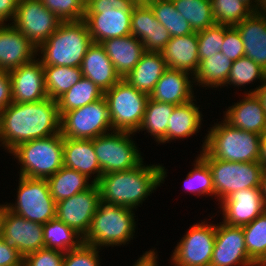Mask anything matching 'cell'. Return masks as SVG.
<instances>
[{"instance_id":"obj_15","label":"cell","mask_w":266,"mask_h":266,"mask_svg":"<svg viewBox=\"0 0 266 266\" xmlns=\"http://www.w3.org/2000/svg\"><path fill=\"white\" fill-rule=\"evenodd\" d=\"M100 201V189L93 184L89 189L56 203V218L84 238Z\"/></svg>"},{"instance_id":"obj_59","label":"cell","mask_w":266,"mask_h":266,"mask_svg":"<svg viewBox=\"0 0 266 266\" xmlns=\"http://www.w3.org/2000/svg\"><path fill=\"white\" fill-rule=\"evenodd\" d=\"M138 3H147L150 0H136Z\"/></svg>"},{"instance_id":"obj_11","label":"cell","mask_w":266,"mask_h":266,"mask_svg":"<svg viewBox=\"0 0 266 266\" xmlns=\"http://www.w3.org/2000/svg\"><path fill=\"white\" fill-rule=\"evenodd\" d=\"M16 196L14 204L7 203L11 212L43 225L56 217V202L47 179L19 176Z\"/></svg>"},{"instance_id":"obj_26","label":"cell","mask_w":266,"mask_h":266,"mask_svg":"<svg viewBox=\"0 0 266 266\" xmlns=\"http://www.w3.org/2000/svg\"><path fill=\"white\" fill-rule=\"evenodd\" d=\"M100 44L104 47L106 54L121 78H125L130 73L146 52L141 40L133 35L109 38Z\"/></svg>"},{"instance_id":"obj_28","label":"cell","mask_w":266,"mask_h":266,"mask_svg":"<svg viewBox=\"0 0 266 266\" xmlns=\"http://www.w3.org/2000/svg\"><path fill=\"white\" fill-rule=\"evenodd\" d=\"M196 101V98H194L187 103L175 106L168 120L166 143H170L175 139L184 140L199 132L204 116Z\"/></svg>"},{"instance_id":"obj_30","label":"cell","mask_w":266,"mask_h":266,"mask_svg":"<svg viewBox=\"0 0 266 266\" xmlns=\"http://www.w3.org/2000/svg\"><path fill=\"white\" fill-rule=\"evenodd\" d=\"M47 181L50 194L56 203L83 192L94 184L82 173L65 166L48 177Z\"/></svg>"},{"instance_id":"obj_40","label":"cell","mask_w":266,"mask_h":266,"mask_svg":"<svg viewBox=\"0 0 266 266\" xmlns=\"http://www.w3.org/2000/svg\"><path fill=\"white\" fill-rule=\"evenodd\" d=\"M197 156L194 163H192L193 169L187 173L184 179V190L197 195L196 197L201 196L202 198V196H205L207 198L210 196L212 198V196L214 197V186L210 168L199 155Z\"/></svg>"},{"instance_id":"obj_21","label":"cell","mask_w":266,"mask_h":266,"mask_svg":"<svg viewBox=\"0 0 266 266\" xmlns=\"http://www.w3.org/2000/svg\"><path fill=\"white\" fill-rule=\"evenodd\" d=\"M243 99L224 111V120L233 127L263 135L266 132V112L255 93H244Z\"/></svg>"},{"instance_id":"obj_36","label":"cell","mask_w":266,"mask_h":266,"mask_svg":"<svg viewBox=\"0 0 266 266\" xmlns=\"http://www.w3.org/2000/svg\"><path fill=\"white\" fill-rule=\"evenodd\" d=\"M147 4L153 10L159 23L169 31L171 37L194 32L190 23L176 10L172 0H150Z\"/></svg>"},{"instance_id":"obj_43","label":"cell","mask_w":266,"mask_h":266,"mask_svg":"<svg viewBox=\"0 0 266 266\" xmlns=\"http://www.w3.org/2000/svg\"><path fill=\"white\" fill-rule=\"evenodd\" d=\"M225 36V25L215 24L197 32L200 62L220 52Z\"/></svg>"},{"instance_id":"obj_13","label":"cell","mask_w":266,"mask_h":266,"mask_svg":"<svg viewBox=\"0 0 266 266\" xmlns=\"http://www.w3.org/2000/svg\"><path fill=\"white\" fill-rule=\"evenodd\" d=\"M194 223L177 242L171 255L173 266H210L215 245L216 224Z\"/></svg>"},{"instance_id":"obj_20","label":"cell","mask_w":266,"mask_h":266,"mask_svg":"<svg viewBox=\"0 0 266 266\" xmlns=\"http://www.w3.org/2000/svg\"><path fill=\"white\" fill-rule=\"evenodd\" d=\"M37 48L12 24H0V69L11 71L33 61Z\"/></svg>"},{"instance_id":"obj_35","label":"cell","mask_w":266,"mask_h":266,"mask_svg":"<svg viewBox=\"0 0 266 266\" xmlns=\"http://www.w3.org/2000/svg\"><path fill=\"white\" fill-rule=\"evenodd\" d=\"M47 96L57 100L81 80V67L43 66Z\"/></svg>"},{"instance_id":"obj_48","label":"cell","mask_w":266,"mask_h":266,"mask_svg":"<svg viewBox=\"0 0 266 266\" xmlns=\"http://www.w3.org/2000/svg\"><path fill=\"white\" fill-rule=\"evenodd\" d=\"M170 39L169 31L155 18L152 38H146L142 43L147 52H161Z\"/></svg>"},{"instance_id":"obj_7","label":"cell","mask_w":266,"mask_h":266,"mask_svg":"<svg viewBox=\"0 0 266 266\" xmlns=\"http://www.w3.org/2000/svg\"><path fill=\"white\" fill-rule=\"evenodd\" d=\"M61 133L19 144L10 154L20 165L19 176L47 179L63 167Z\"/></svg>"},{"instance_id":"obj_34","label":"cell","mask_w":266,"mask_h":266,"mask_svg":"<svg viewBox=\"0 0 266 266\" xmlns=\"http://www.w3.org/2000/svg\"><path fill=\"white\" fill-rule=\"evenodd\" d=\"M104 97V92L90 79L82 77L57 99L60 116Z\"/></svg>"},{"instance_id":"obj_24","label":"cell","mask_w":266,"mask_h":266,"mask_svg":"<svg viewBox=\"0 0 266 266\" xmlns=\"http://www.w3.org/2000/svg\"><path fill=\"white\" fill-rule=\"evenodd\" d=\"M81 72L103 92L111 89L121 79L104 47L95 42L87 49L82 61Z\"/></svg>"},{"instance_id":"obj_27","label":"cell","mask_w":266,"mask_h":266,"mask_svg":"<svg viewBox=\"0 0 266 266\" xmlns=\"http://www.w3.org/2000/svg\"><path fill=\"white\" fill-rule=\"evenodd\" d=\"M235 27L241 35L245 56L266 71V17L253 12Z\"/></svg>"},{"instance_id":"obj_6","label":"cell","mask_w":266,"mask_h":266,"mask_svg":"<svg viewBox=\"0 0 266 266\" xmlns=\"http://www.w3.org/2000/svg\"><path fill=\"white\" fill-rule=\"evenodd\" d=\"M136 0H86L84 21L92 41L131 35V15Z\"/></svg>"},{"instance_id":"obj_25","label":"cell","mask_w":266,"mask_h":266,"mask_svg":"<svg viewBox=\"0 0 266 266\" xmlns=\"http://www.w3.org/2000/svg\"><path fill=\"white\" fill-rule=\"evenodd\" d=\"M161 53L169 69L183 70L194 76L200 64L197 32L171 37Z\"/></svg>"},{"instance_id":"obj_52","label":"cell","mask_w":266,"mask_h":266,"mask_svg":"<svg viewBox=\"0 0 266 266\" xmlns=\"http://www.w3.org/2000/svg\"><path fill=\"white\" fill-rule=\"evenodd\" d=\"M155 250L156 248L145 251V253L134 262L133 266H159L158 252Z\"/></svg>"},{"instance_id":"obj_14","label":"cell","mask_w":266,"mask_h":266,"mask_svg":"<svg viewBox=\"0 0 266 266\" xmlns=\"http://www.w3.org/2000/svg\"><path fill=\"white\" fill-rule=\"evenodd\" d=\"M62 21L40 0H19L12 25L38 48Z\"/></svg>"},{"instance_id":"obj_39","label":"cell","mask_w":266,"mask_h":266,"mask_svg":"<svg viewBox=\"0 0 266 266\" xmlns=\"http://www.w3.org/2000/svg\"><path fill=\"white\" fill-rule=\"evenodd\" d=\"M266 80V71L250 58L243 56L232 63L226 84L233 88H244L245 85L259 81L260 85ZM254 82V83H253Z\"/></svg>"},{"instance_id":"obj_10","label":"cell","mask_w":266,"mask_h":266,"mask_svg":"<svg viewBox=\"0 0 266 266\" xmlns=\"http://www.w3.org/2000/svg\"><path fill=\"white\" fill-rule=\"evenodd\" d=\"M135 133L111 131L92 139L102 175L137 167L144 159L134 139Z\"/></svg>"},{"instance_id":"obj_54","label":"cell","mask_w":266,"mask_h":266,"mask_svg":"<svg viewBox=\"0 0 266 266\" xmlns=\"http://www.w3.org/2000/svg\"><path fill=\"white\" fill-rule=\"evenodd\" d=\"M259 162L266 168V132L261 135Z\"/></svg>"},{"instance_id":"obj_44","label":"cell","mask_w":266,"mask_h":266,"mask_svg":"<svg viewBox=\"0 0 266 266\" xmlns=\"http://www.w3.org/2000/svg\"><path fill=\"white\" fill-rule=\"evenodd\" d=\"M62 22L84 20L86 0H40Z\"/></svg>"},{"instance_id":"obj_18","label":"cell","mask_w":266,"mask_h":266,"mask_svg":"<svg viewBox=\"0 0 266 266\" xmlns=\"http://www.w3.org/2000/svg\"><path fill=\"white\" fill-rule=\"evenodd\" d=\"M1 237L9 247L17 249L23 257L44 248L43 224L27 220L8 208L3 219Z\"/></svg>"},{"instance_id":"obj_41","label":"cell","mask_w":266,"mask_h":266,"mask_svg":"<svg viewBox=\"0 0 266 266\" xmlns=\"http://www.w3.org/2000/svg\"><path fill=\"white\" fill-rule=\"evenodd\" d=\"M216 24L236 26L253 11L240 0H210Z\"/></svg>"},{"instance_id":"obj_2","label":"cell","mask_w":266,"mask_h":266,"mask_svg":"<svg viewBox=\"0 0 266 266\" xmlns=\"http://www.w3.org/2000/svg\"><path fill=\"white\" fill-rule=\"evenodd\" d=\"M143 162L129 170L102 175L97 183L101 201L134 210L142 205L167 177L162 164L148 166Z\"/></svg>"},{"instance_id":"obj_46","label":"cell","mask_w":266,"mask_h":266,"mask_svg":"<svg viewBox=\"0 0 266 266\" xmlns=\"http://www.w3.org/2000/svg\"><path fill=\"white\" fill-rule=\"evenodd\" d=\"M64 252L50 248H41L27 254L23 266H63Z\"/></svg>"},{"instance_id":"obj_58","label":"cell","mask_w":266,"mask_h":266,"mask_svg":"<svg viewBox=\"0 0 266 266\" xmlns=\"http://www.w3.org/2000/svg\"><path fill=\"white\" fill-rule=\"evenodd\" d=\"M257 13L266 17V0H259Z\"/></svg>"},{"instance_id":"obj_37","label":"cell","mask_w":266,"mask_h":266,"mask_svg":"<svg viewBox=\"0 0 266 266\" xmlns=\"http://www.w3.org/2000/svg\"><path fill=\"white\" fill-rule=\"evenodd\" d=\"M176 10L188 21L194 32L216 24L210 0H172Z\"/></svg>"},{"instance_id":"obj_8","label":"cell","mask_w":266,"mask_h":266,"mask_svg":"<svg viewBox=\"0 0 266 266\" xmlns=\"http://www.w3.org/2000/svg\"><path fill=\"white\" fill-rule=\"evenodd\" d=\"M113 131L137 133L149 96L137 90L124 78L104 92Z\"/></svg>"},{"instance_id":"obj_12","label":"cell","mask_w":266,"mask_h":266,"mask_svg":"<svg viewBox=\"0 0 266 266\" xmlns=\"http://www.w3.org/2000/svg\"><path fill=\"white\" fill-rule=\"evenodd\" d=\"M113 131L105 97L61 115L60 133L64 138L94 139Z\"/></svg>"},{"instance_id":"obj_33","label":"cell","mask_w":266,"mask_h":266,"mask_svg":"<svg viewBox=\"0 0 266 266\" xmlns=\"http://www.w3.org/2000/svg\"><path fill=\"white\" fill-rule=\"evenodd\" d=\"M43 240L44 248L64 253L77 249L84 243L80 234L56 217L43 225Z\"/></svg>"},{"instance_id":"obj_29","label":"cell","mask_w":266,"mask_h":266,"mask_svg":"<svg viewBox=\"0 0 266 266\" xmlns=\"http://www.w3.org/2000/svg\"><path fill=\"white\" fill-rule=\"evenodd\" d=\"M168 69L161 52H145L138 64L124 78L140 92L148 96L155 84Z\"/></svg>"},{"instance_id":"obj_42","label":"cell","mask_w":266,"mask_h":266,"mask_svg":"<svg viewBox=\"0 0 266 266\" xmlns=\"http://www.w3.org/2000/svg\"><path fill=\"white\" fill-rule=\"evenodd\" d=\"M155 15L147 3H136L131 15V35L137 39L145 40L152 38Z\"/></svg>"},{"instance_id":"obj_22","label":"cell","mask_w":266,"mask_h":266,"mask_svg":"<svg viewBox=\"0 0 266 266\" xmlns=\"http://www.w3.org/2000/svg\"><path fill=\"white\" fill-rule=\"evenodd\" d=\"M193 83L191 73L168 68L155 84L149 98L174 105L187 103L196 97Z\"/></svg>"},{"instance_id":"obj_53","label":"cell","mask_w":266,"mask_h":266,"mask_svg":"<svg viewBox=\"0 0 266 266\" xmlns=\"http://www.w3.org/2000/svg\"><path fill=\"white\" fill-rule=\"evenodd\" d=\"M245 93H255L257 95V97L260 99L262 106L265 109L266 112V80L259 85L258 87L256 86V88L254 89H250L249 91H244Z\"/></svg>"},{"instance_id":"obj_56","label":"cell","mask_w":266,"mask_h":266,"mask_svg":"<svg viewBox=\"0 0 266 266\" xmlns=\"http://www.w3.org/2000/svg\"><path fill=\"white\" fill-rule=\"evenodd\" d=\"M246 4L253 12H257L259 7V0H240Z\"/></svg>"},{"instance_id":"obj_16","label":"cell","mask_w":266,"mask_h":266,"mask_svg":"<svg viewBox=\"0 0 266 266\" xmlns=\"http://www.w3.org/2000/svg\"><path fill=\"white\" fill-rule=\"evenodd\" d=\"M240 265L256 266L248 256L242 227L217 223L210 266Z\"/></svg>"},{"instance_id":"obj_1","label":"cell","mask_w":266,"mask_h":266,"mask_svg":"<svg viewBox=\"0 0 266 266\" xmlns=\"http://www.w3.org/2000/svg\"><path fill=\"white\" fill-rule=\"evenodd\" d=\"M57 100L9 104L0 112V147L10 153L19 144L60 133Z\"/></svg>"},{"instance_id":"obj_32","label":"cell","mask_w":266,"mask_h":266,"mask_svg":"<svg viewBox=\"0 0 266 266\" xmlns=\"http://www.w3.org/2000/svg\"><path fill=\"white\" fill-rule=\"evenodd\" d=\"M176 105L148 99L146 109L138 133L145 131L158 144L166 143L168 120Z\"/></svg>"},{"instance_id":"obj_31","label":"cell","mask_w":266,"mask_h":266,"mask_svg":"<svg viewBox=\"0 0 266 266\" xmlns=\"http://www.w3.org/2000/svg\"><path fill=\"white\" fill-rule=\"evenodd\" d=\"M232 61L221 52L203 59L194 74V85L202 88H222L225 86L232 67ZM196 83V84H195Z\"/></svg>"},{"instance_id":"obj_9","label":"cell","mask_w":266,"mask_h":266,"mask_svg":"<svg viewBox=\"0 0 266 266\" xmlns=\"http://www.w3.org/2000/svg\"><path fill=\"white\" fill-rule=\"evenodd\" d=\"M210 168L214 197L220 203L229 194L253 187H260L265 167L260 162H229L213 157H201Z\"/></svg>"},{"instance_id":"obj_4","label":"cell","mask_w":266,"mask_h":266,"mask_svg":"<svg viewBox=\"0 0 266 266\" xmlns=\"http://www.w3.org/2000/svg\"><path fill=\"white\" fill-rule=\"evenodd\" d=\"M92 43L84 20L61 22L56 31L37 48V56L43 66L81 67Z\"/></svg>"},{"instance_id":"obj_47","label":"cell","mask_w":266,"mask_h":266,"mask_svg":"<svg viewBox=\"0 0 266 266\" xmlns=\"http://www.w3.org/2000/svg\"><path fill=\"white\" fill-rule=\"evenodd\" d=\"M220 52L232 62L245 56L242 38L235 26H225V36Z\"/></svg>"},{"instance_id":"obj_49","label":"cell","mask_w":266,"mask_h":266,"mask_svg":"<svg viewBox=\"0 0 266 266\" xmlns=\"http://www.w3.org/2000/svg\"><path fill=\"white\" fill-rule=\"evenodd\" d=\"M24 257L0 237V266H23Z\"/></svg>"},{"instance_id":"obj_5","label":"cell","mask_w":266,"mask_h":266,"mask_svg":"<svg viewBox=\"0 0 266 266\" xmlns=\"http://www.w3.org/2000/svg\"><path fill=\"white\" fill-rule=\"evenodd\" d=\"M135 217L134 209L100 201L84 244L99 249L129 244L135 236Z\"/></svg>"},{"instance_id":"obj_38","label":"cell","mask_w":266,"mask_h":266,"mask_svg":"<svg viewBox=\"0 0 266 266\" xmlns=\"http://www.w3.org/2000/svg\"><path fill=\"white\" fill-rule=\"evenodd\" d=\"M242 229L249 258L255 264H266V211Z\"/></svg>"},{"instance_id":"obj_23","label":"cell","mask_w":266,"mask_h":266,"mask_svg":"<svg viewBox=\"0 0 266 266\" xmlns=\"http://www.w3.org/2000/svg\"><path fill=\"white\" fill-rule=\"evenodd\" d=\"M63 166L82 173L94 184H97L102 176L92 139L64 138Z\"/></svg>"},{"instance_id":"obj_51","label":"cell","mask_w":266,"mask_h":266,"mask_svg":"<svg viewBox=\"0 0 266 266\" xmlns=\"http://www.w3.org/2000/svg\"><path fill=\"white\" fill-rule=\"evenodd\" d=\"M18 1L19 0H0V24L12 23L16 14ZM8 21L11 22L8 23Z\"/></svg>"},{"instance_id":"obj_19","label":"cell","mask_w":266,"mask_h":266,"mask_svg":"<svg viewBox=\"0 0 266 266\" xmlns=\"http://www.w3.org/2000/svg\"><path fill=\"white\" fill-rule=\"evenodd\" d=\"M12 83V102H38L47 98L44 68L36 57L33 61L9 71Z\"/></svg>"},{"instance_id":"obj_17","label":"cell","mask_w":266,"mask_h":266,"mask_svg":"<svg viewBox=\"0 0 266 266\" xmlns=\"http://www.w3.org/2000/svg\"><path fill=\"white\" fill-rule=\"evenodd\" d=\"M218 204L222 222L230 226H245L266 211L260 187L233 192Z\"/></svg>"},{"instance_id":"obj_55","label":"cell","mask_w":266,"mask_h":266,"mask_svg":"<svg viewBox=\"0 0 266 266\" xmlns=\"http://www.w3.org/2000/svg\"><path fill=\"white\" fill-rule=\"evenodd\" d=\"M260 188H261L262 198L266 205V168L264 169L262 177H261Z\"/></svg>"},{"instance_id":"obj_50","label":"cell","mask_w":266,"mask_h":266,"mask_svg":"<svg viewBox=\"0 0 266 266\" xmlns=\"http://www.w3.org/2000/svg\"><path fill=\"white\" fill-rule=\"evenodd\" d=\"M12 103V83L8 71L0 69V112Z\"/></svg>"},{"instance_id":"obj_60","label":"cell","mask_w":266,"mask_h":266,"mask_svg":"<svg viewBox=\"0 0 266 266\" xmlns=\"http://www.w3.org/2000/svg\"><path fill=\"white\" fill-rule=\"evenodd\" d=\"M256 266H266V264H256Z\"/></svg>"},{"instance_id":"obj_57","label":"cell","mask_w":266,"mask_h":266,"mask_svg":"<svg viewBox=\"0 0 266 266\" xmlns=\"http://www.w3.org/2000/svg\"><path fill=\"white\" fill-rule=\"evenodd\" d=\"M6 210H7V202H5L4 204H0V237L2 234L3 219L6 213Z\"/></svg>"},{"instance_id":"obj_3","label":"cell","mask_w":266,"mask_h":266,"mask_svg":"<svg viewBox=\"0 0 266 266\" xmlns=\"http://www.w3.org/2000/svg\"><path fill=\"white\" fill-rule=\"evenodd\" d=\"M202 140L200 157H213L229 162H259L261 135L228 124L224 119L214 126Z\"/></svg>"},{"instance_id":"obj_45","label":"cell","mask_w":266,"mask_h":266,"mask_svg":"<svg viewBox=\"0 0 266 266\" xmlns=\"http://www.w3.org/2000/svg\"><path fill=\"white\" fill-rule=\"evenodd\" d=\"M99 250L83 243L79 248L64 253L63 266H101Z\"/></svg>"}]
</instances>
